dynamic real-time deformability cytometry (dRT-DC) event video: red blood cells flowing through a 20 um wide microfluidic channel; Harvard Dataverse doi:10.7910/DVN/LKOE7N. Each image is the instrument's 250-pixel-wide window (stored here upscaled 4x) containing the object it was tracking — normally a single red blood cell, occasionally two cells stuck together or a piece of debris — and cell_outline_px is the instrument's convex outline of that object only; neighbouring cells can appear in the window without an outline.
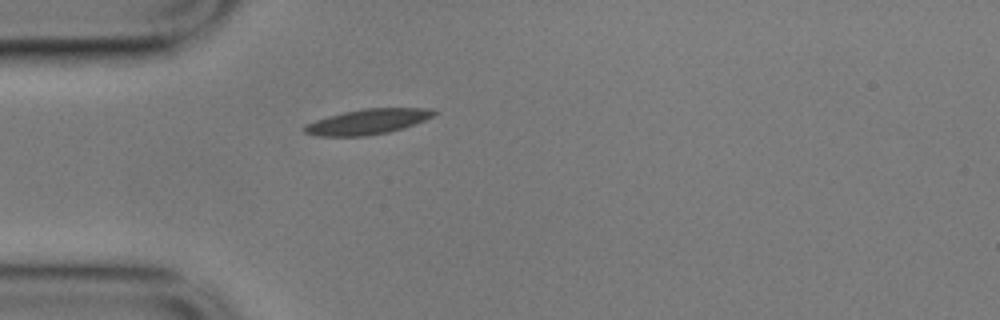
{"species": "common noctule bat (a hibernating species)", "species_latin": "Nyctalus noctula", "temperature_condition": "cold", "stored_images_in_passage": 42, "camera_frame_rate_fps": 3000, "um_per_image_px": 0.085, "animal": {"sex": "male", "body_mass_g": 17.9}, "frame": {"image": 1, "passage_image": 1, "time_ms": 0.0, "image_size_px": [1000, 320], "cell_outline_px": [[436, 112], [432, 116], [424, 120], [404, 128], [388, 132], [364, 136], [316, 136], [304, 132], [304, 124], [328, 116], [344, 112], [364, 108], [432, 108]], "centroid_in_image_um": [31.23, 10.34], "position_along_channel_um": 53.8, "area_um2": 18.96}}
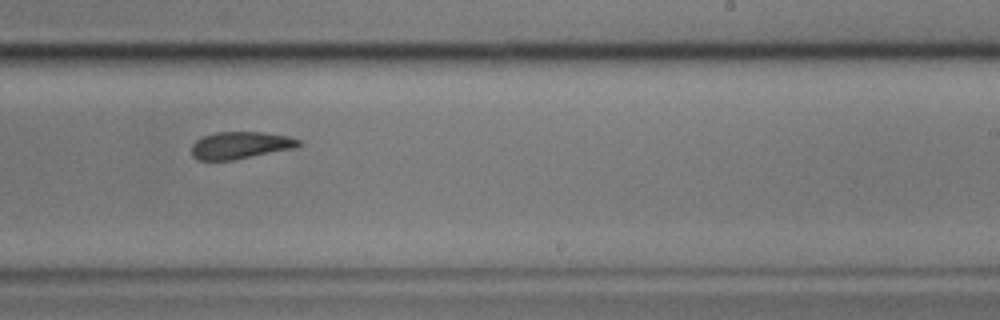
{"frame": {"image": 2, "passage_image": 20, "time_ms": 6.333, "image_size_px": [1000, 320], "cell_outline_px": [[300, 144], [296, 148], [232, 160], [196, 160], [192, 156], [192, 144], [196, 140], [204, 136], [216, 132], [260, 132], [288, 136], [300, 140]], "centroid_in_image_um": [20.41, 12.35], "position_along_channel_um": 268.6, "area_um2": 16.88}}
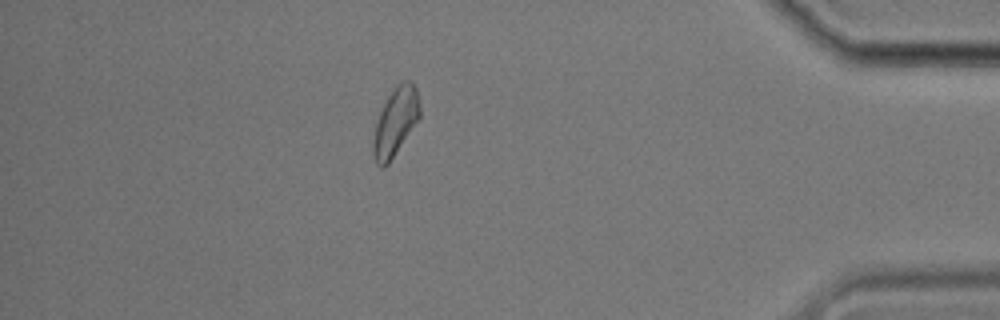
{"frame": {"image": 3, "passage_image": 35, "time_ms": 11.333, "image_size_px": [1000, 320], "cell_outline_px": [[420, 116], [388, 164], [384, 168], [380, 168], [376, 164], [372, 156], [372, 144], [376, 124], [380, 112], [388, 96], [396, 84], [404, 80], [412, 80], [416, 88], [420, 100]], "centroid_in_image_um": [33.61, 10.34], "position_along_channel_um": 401.6, "area_um2": 18.44}, "authors_computed_cell_mechanics": {"area_um2": 18.0336, "velocity_mm_per_s": 3.4911, "shape_relaxation_time_tau1_ms": 5.4944, "shape_relaxation_time_tau2_ms": 4.4813, "deformation_change_tau1": 0.1281, "deformation_change_tau2": 0.1236}}